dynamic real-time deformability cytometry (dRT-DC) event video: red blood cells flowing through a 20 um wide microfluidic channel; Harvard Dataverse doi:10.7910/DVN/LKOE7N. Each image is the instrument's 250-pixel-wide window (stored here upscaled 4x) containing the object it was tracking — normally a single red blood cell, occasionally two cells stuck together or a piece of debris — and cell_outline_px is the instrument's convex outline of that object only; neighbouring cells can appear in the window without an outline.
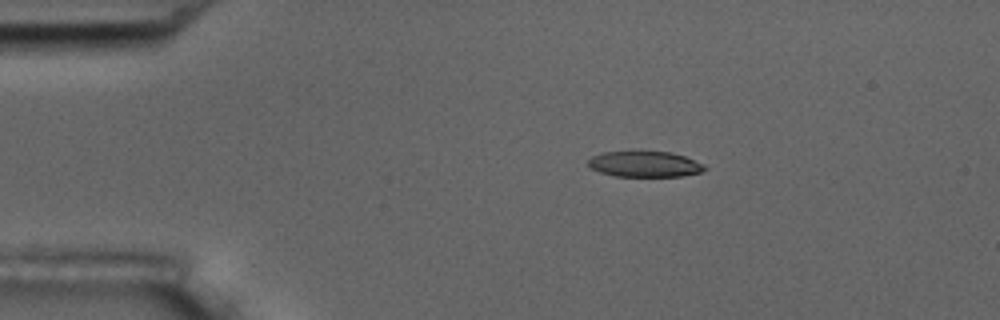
{"species": "common noctule bat (a hibernating species)", "species_latin": "Nyctalus noctula", "temperature_condition": "room temperature", "stored_images_in_passage": 47, "camera_frame_rate_fps": 3000, "um_per_image_px": 0.085, "animal": {"sex": "male", "body_mass_g": 17.5, "forearm_length_mm": 52.3}, "frame": {"image": 1, "passage_image": 1, "time_ms": 0.0, "image_size_px": [1000, 320], "cell_outline_px": [[708, 168], [700, 172], [680, 176], [616, 176], [600, 172], [592, 168], [588, 164], [588, 160], [592, 156], [604, 152], [668, 152], [684, 156], [704, 164]], "centroid_in_image_um": [54.81, 13.95], "position_along_channel_um": 30.2, "area_um2": 17.17}}
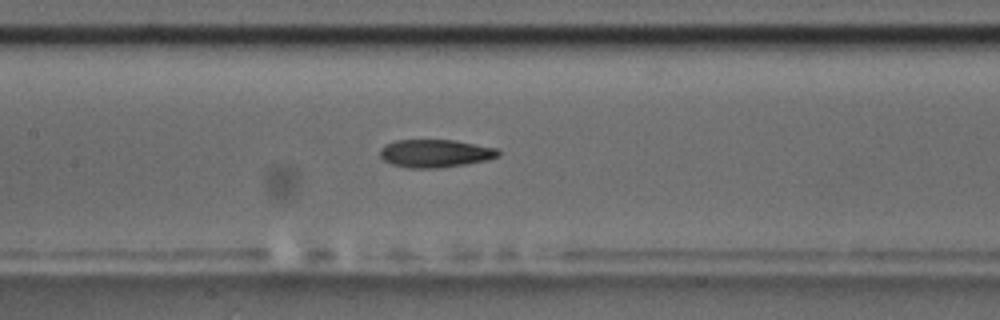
{"frame": {"image": 2, "passage_image": 17, "time_ms": 5.333, "image_size_px": [1000, 320], "cell_outline_px": [[500, 156], [484, 160], [464, 164], [440, 168], [408, 168], [392, 164], [384, 160], [380, 156], [380, 148], [384, 144], [396, 140], [452, 140], [496, 148], [500, 152]], "centroid_in_image_um": [36.95, 13.04], "position_along_channel_um": 170.5, "area_um2": 19.13}}
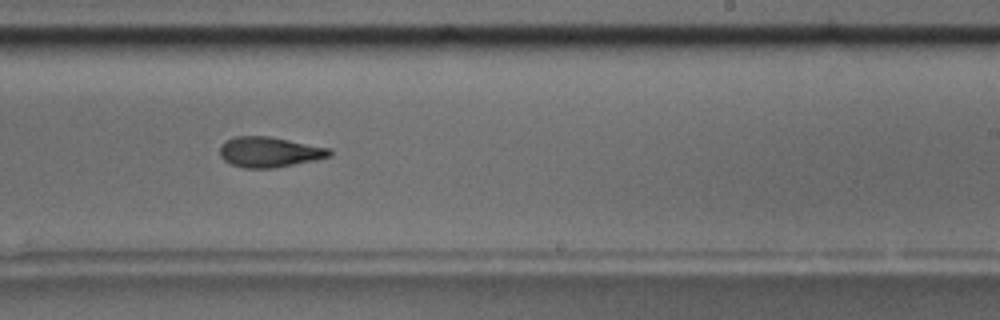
{"frame": {"image": 3, "passage_image": 25, "time_ms": 8.0, "image_size_px": [1000, 320], "cell_outline_px": [[332, 156], [272, 168], [244, 168], [232, 164], [224, 160], [220, 156], [220, 144], [224, 140], [236, 136], [268, 136], [328, 148], [332, 152]], "centroid_in_image_um": [22.83, 12.91], "position_along_channel_um": 266.2, "area_um2": 19.13}, "authors_computed_cell_mechanics": {"area_um2": 19.4786, "velocity_mm_per_s": 3.6055, "shape_relaxation_time_tau1_ms": 7.953, "shape_relaxation_time_tau2_ms": 3.5958, "deformation_change_tau1": 0.2253, "deformation_change_tau2": 0.1273}}